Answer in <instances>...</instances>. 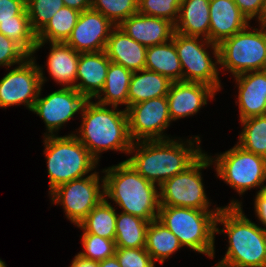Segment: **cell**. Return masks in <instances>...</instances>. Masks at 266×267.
<instances>
[{"instance_id": "cell-1", "label": "cell", "mask_w": 266, "mask_h": 267, "mask_svg": "<svg viewBox=\"0 0 266 267\" xmlns=\"http://www.w3.org/2000/svg\"><path fill=\"white\" fill-rule=\"evenodd\" d=\"M174 140L133 142L129 154L134 152V156L126 161L146 180L159 188L167 179L184 171L203 153L199 136L187 140V145L183 141Z\"/></svg>"}, {"instance_id": "cell-2", "label": "cell", "mask_w": 266, "mask_h": 267, "mask_svg": "<svg viewBox=\"0 0 266 267\" xmlns=\"http://www.w3.org/2000/svg\"><path fill=\"white\" fill-rule=\"evenodd\" d=\"M242 203L231 200L216 218V233L227 234L228 249L214 267H266V228L244 215ZM218 223L224 229L217 228Z\"/></svg>"}, {"instance_id": "cell-3", "label": "cell", "mask_w": 266, "mask_h": 267, "mask_svg": "<svg viewBox=\"0 0 266 267\" xmlns=\"http://www.w3.org/2000/svg\"><path fill=\"white\" fill-rule=\"evenodd\" d=\"M86 100L80 114L82 123L75 134L77 139L88 149L99 162L103 151L114 150L128 153L133 141L129 135L127 110H119L116 106Z\"/></svg>"}, {"instance_id": "cell-4", "label": "cell", "mask_w": 266, "mask_h": 267, "mask_svg": "<svg viewBox=\"0 0 266 267\" xmlns=\"http://www.w3.org/2000/svg\"><path fill=\"white\" fill-rule=\"evenodd\" d=\"M102 172L105 198L113 200L122 212L149 222L158 218L160 195L156 184L146 180L126 160Z\"/></svg>"}, {"instance_id": "cell-5", "label": "cell", "mask_w": 266, "mask_h": 267, "mask_svg": "<svg viewBox=\"0 0 266 267\" xmlns=\"http://www.w3.org/2000/svg\"><path fill=\"white\" fill-rule=\"evenodd\" d=\"M220 209L160 206L157 220L177 236L183 247L214 258L216 218Z\"/></svg>"}, {"instance_id": "cell-6", "label": "cell", "mask_w": 266, "mask_h": 267, "mask_svg": "<svg viewBox=\"0 0 266 267\" xmlns=\"http://www.w3.org/2000/svg\"><path fill=\"white\" fill-rule=\"evenodd\" d=\"M44 154L49 175V193L59 185L84 177L98 161L74 134L44 136Z\"/></svg>"}, {"instance_id": "cell-7", "label": "cell", "mask_w": 266, "mask_h": 267, "mask_svg": "<svg viewBox=\"0 0 266 267\" xmlns=\"http://www.w3.org/2000/svg\"><path fill=\"white\" fill-rule=\"evenodd\" d=\"M259 27L248 25L218 45L222 69H227L234 77L266 69V25L260 24Z\"/></svg>"}, {"instance_id": "cell-8", "label": "cell", "mask_w": 266, "mask_h": 267, "mask_svg": "<svg viewBox=\"0 0 266 267\" xmlns=\"http://www.w3.org/2000/svg\"><path fill=\"white\" fill-rule=\"evenodd\" d=\"M172 40L181 63L182 81L204 83L219 91L221 83L217 68L219 66L218 45L202 37L187 36L178 32L173 33ZM209 46L213 50L215 62L206 51Z\"/></svg>"}, {"instance_id": "cell-9", "label": "cell", "mask_w": 266, "mask_h": 267, "mask_svg": "<svg viewBox=\"0 0 266 267\" xmlns=\"http://www.w3.org/2000/svg\"><path fill=\"white\" fill-rule=\"evenodd\" d=\"M210 159L215 164L216 176L234 188L239 196L253 187L261 188L259 191L266 188V158L236 144L216 158L210 156Z\"/></svg>"}, {"instance_id": "cell-10", "label": "cell", "mask_w": 266, "mask_h": 267, "mask_svg": "<svg viewBox=\"0 0 266 267\" xmlns=\"http://www.w3.org/2000/svg\"><path fill=\"white\" fill-rule=\"evenodd\" d=\"M210 165H213L210 156L202 153L184 171L167 179L158 189L160 206L211 210L200 172Z\"/></svg>"}, {"instance_id": "cell-11", "label": "cell", "mask_w": 266, "mask_h": 267, "mask_svg": "<svg viewBox=\"0 0 266 267\" xmlns=\"http://www.w3.org/2000/svg\"><path fill=\"white\" fill-rule=\"evenodd\" d=\"M98 173L94 171L86 177L63 183L49 193L52 203L61 204L67 219L74 225L78 226L105 198L104 177L100 179Z\"/></svg>"}, {"instance_id": "cell-12", "label": "cell", "mask_w": 266, "mask_h": 267, "mask_svg": "<svg viewBox=\"0 0 266 267\" xmlns=\"http://www.w3.org/2000/svg\"><path fill=\"white\" fill-rule=\"evenodd\" d=\"M42 71L32 56L9 71L0 80V107L24 104L31 111L40 88L46 82Z\"/></svg>"}, {"instance_id": "cell-13", "label": "cell", "mask_w": 266, "mask_h": 267, "mask_svg": "<svg viewBox=\"0 0 266 267\" xmlns=\"http://www.w3.org/2000/svg\"><path fill=\"white\" fill-rule=\"evenodd\" d=\"M129 135L133 142L170 139L163 134L172 122L167 97L152 98L127 109Z\"/></svg>"}, {"instance_id": "cell-14", "label": "cell", "mask_w": 266, "mask_h": 267, "mask_svg": "<svg viewBox=\"0 0 266 267\" xmlns=\"http://www.w3.org/2000/svg\"><path fill=\"white\" fill-rule=\"evenodd\" d=\"M41 91L40 88L31 111L43 119L47 130L45 136L55 135L54 132L57 133L77 112H81L87 100L75 88L62 87L43 98L40 97Z\"/></svg>"}, {"instance_id": "cell-15", "label": "cell", "mask_w": 266, "mask_h": 267, "mask_svg": "<svg viewBox=\"0 0 266 267\" xmlns=\"http://www.w3.org/2000/svg\"><path fill=\"white\" fill-rule=\"evenodd\" d=\"M115 26L102 13L90 8L80 13L65 43L78 53L104 51Z\"/></svg>"}, {"instance_id": "cell-16", "label": "cell", "mask_w": 266, "mask_h": 267, "mask_svg": "<svg viewBox=\"0 0 266 267\" xmlns=\"http://www.w3.org/2000/svg\"><path fill=\"white\" fill-rule=\"evenodd\" d=\"M216 92L213 87L200 82H172L166 96L171 120L196 114L203 105H207L208 98H214Z\"/></svg>"}, {"instance_id": "cell-17", "label": "cell", "mask_w": 266, "mask_h": 267, "mask_svg": "<svg viewBox=\"0 0 266 267\" xmlns=\"http://www.w3.org/2000/svg\"><path fill=\"white\" fill-rule=\"evenodd\" d=\"M118 27L146 47L167 43L175 32L169 20L140 13L128 17Z\"/></svg>"}, {"instance_id": "cell-18", "label": "cell", "mask_w": 266, "mask_h": 267, "mask_svg": "<svg viewBox=\"0 0 266 267\" xmlns=\"http://www.w3.org/2000/svg\"><path fill=\"white\" fill-rule=\"evenodd\" d=\"M209 17V41L216 45L250 24L234 0H210Z\"/></svg>"}, {"instance_id": "cell-19", "label": "cell", "mask_w": 266, "mask_h": 267, "mask_svg": "<svg viewBox=\"0 0 266 267\" xmlns=\"http://www.w3.org/2000/svg\"><path fill=\"white\" fill-rule=\"evenodd\" d=\"M240 121L266 115V69L235 76Z\"/></svg>"}, {"instance_id": "cell-20", "label": "cell", "mask_w": 266, "mask_h": 267, "mask_svg": "<svg viewBox=\"0 0 266 267\" xmlns=\"http://www.w3.org/2000/svg\"><path fill=\"white\" fill-rule=\"evenodd\" d=\"M109 64L105 51L80 53L74 88L87 100L96 98L104 87Z\"/></svg>"}, {"instance_id": "cell-21", "label": "cell", "mask_w": 266, "mask_h": 267, "mask_svg": "<svg viewBox=\"0 0 266 267\" xmlns=\"http://www.w3.org/2000/svg\"><path fill=\"white\" fill-rule=\"evenodd\" d=\"M147 47L129 37L115 26L107 40L105 53L111 62L137 72L145 69Z\"/></svg>"}, {"instance_id": "cell-22", "label": "cell", "mask_w": 266, "mask_h": 267, "mask_svg": "<svg viewBox=\"0 0 266 267\" xmlns=\"http://www.w3.org/2000/svg\"><path fill=\"white\" fill-rule=\"evenodd\" d=\"M47 68L54 81L63 88H74L80 53L66 43L50 42Z\"/></svg>"}, {"instance_id": "cell-23", "label": "cell", "mask_w": 266, "mask_h": 267, "mask_svg": "<svg viewBox=\"0 0 266 267\" xmlns=\"http://www.w3.org/2000/svg\"><path fill=\"white\" fill-rule=\"evenodd\" d=\"M209 1L181 0L179 16L174 24L175 32L209 40Z\"/></svg>"}, {"instance_id": "cell-24", "label": "cell", "mask_w": 266, "mask_h": 267, "mask_svg": "<svg viewBox=\"0 0 266 267\" xmlns=\"http://www.w3.org/2000/svg\"><path fill=\"white\" fill-rule=\"evenodd\" d=\"M139 73V75H138ZM172 81L157 72L143 69L133 72L128 91V107L169 93Z\"/></svg>"}, {"instance_id": "cell-25", "label": "cell", "mask_w": 266, "mask_h": 267, "mask_svg": "<svg viewBox=\"0 0 266 267\" xmlns=\"http://www.w3.org/2000/svg\"><path fill=\"white\" fill-rule=\"evenodd\" d=\"M145 69L166 76L172 82L182 81L181 63L172 39L164 44L147 47Z\"/></svg>"}, {"instance_id": "cell-26", "label": "cell", "mask_w": 266, "mask_h": 267, "mask_svg": "<svg viewBox=\"0 0 266 267\" xmlns=\"http://www.w3.org/2000/svg\"><path fill=\"white\" fill-rule=\"evenodd\" d=\"M133 72L110 61L103 89L96 97L98 103L106 106L125 105L128 108V91ZM104 95V96H103ZM103 96V97H102Z\"/></svg>"}, {"instance_id": "cell-27", "label": "cell", "mask_w": 266, "mask_h": 267, "mask_svg": "<svg viewBox=\"0 0 266 267\" xmlns=\"http://www.w3.org/2000/svg\"><path fill=\"white\" fill-rule=\"evenodd\" d=\"M183 247L177 236L157 219L151 221L146 230V251L153 261L163 264L171 254Z\"/></svg>"}, {"instance_id": "cell-28", "label": "cell", "mask_w": 266, "mask_h": 267, "mask_svg": "<svg viewBox=\"0 0 266 267\" xmlns=\"http://www.w3.org/2000/svg\"><path fill=\"white\" fill-rule=\"evenodd\" d=\"M80 13L66 6L58 10L46 26L37 34V45L34 53L48 41L65 43L76 26Z\"/></svg>"}, {"instance_id": "cell-29", "label": "cell", "mask_w": 266, "mask_h": 267, "mask_svg": "<svg viewBox=\"0 0 266 267\" xmlns=\"http://www.w3.org/2000/svg\"><path fill=\"white\" fill-rule=\"evenodd\" d=\"M149 221L121 212L116 216V247L142 248L146 246V230Z\"/></svg>"}, {"instance_id": "cell-30", "label": "cell", "mask_w": 266, "mask_h": 267, "mask_svg": "<svg viewBox=\"0 0 266 267\" xmlns=\"http://www.w3.org/2000/svg\"><path fill=\"white\" fill-rule=\"evenodd\" d=\"M106 198L96 205L77 226L86 233L115 240L116 210Z\"/></svg>"}, {"instance_id": "cell-31", "label": "cell", "mask_w": 266, "mask_h": 267, "mask_svg": "<svg viewBox=\"0 0 266 267\" xmlns=\"http://www.w3.org/2000/svg\"><path fill=\"white\" fill-rule=\"evenodd\" d=\"M243 129L237 144L246 151L266 158V115L240 121Z\"/></svg>"}, {"instance_id": "cell-32", "label": "cell", "mask_w": 266, "mask_h": 267, "mask_svg": "<svg viewBox=\"0 0 266 267\" xmlns=\"http://www.w3.org/2000/svg\"><path fill=\"white\" fill-rule=\"evenodd\" d=\"M0 32L17 43L30 57L37 45L28 15H17L16 21L0 22Z\"/></svg>"}, {"instance_id": "cell-33", "label": "cell", "mask_w": 266, "mask_h": 267, "mask_svg": "<svg viewBox=\"0 0 266 267\" xmlns=\"http://www.w3.org/2000/svg\"><path fill=\"white\" fill-rule=\"evenodd\" d=\"M91 8L118 26L128 17L138 13V0H91Z\"/></svg>"}, {"instance_id": "cell-34", "label": "cell", "mask_w": 266, "mask_h": 267, "mask_svg": "<svg viewBox=\"0 0 266 267\" xmlns=\"http://www.w3.org/2000/svg\"><path fill=\"white\" fill-rule=\"evenodd\" d=\"M64 6L63 0H26V10L33 31L38 34Z\"/></svg>"}, {"instance_id": "cell-35", "label": "cell", "mask_w": 266, "mask_h": 267, "mask_svg": "<svg viewBox=\"0 0 266 267\" xmlns=\"http://www.w3.org/2000/svg\"><path fill=\"white\" fill-rule=\"evenodd\" d=\"M81 237V242L85 252L82 251L78 254L82 257L99 262L115 255V240L86 233L84 230Z\"/></svg>"}, {"instance_id": "cell-36", "label": "cell", "mask_w": 266, "mask_h": 267, "mask_svg": "<svg viewBox=\"0 0 266 267\" xmlns=\"http://www.w3.org/2000/svg\"><path fill=\"white\" fill-rule=\"evenodd\" d=\"M181 0H138V13L160 17L176 23Z\"/></svg>"}, {"instance_id": "cell-37", "label": "cell", "mask_w": 266, "mask_h": 267, "mask_svg": "<svg viewBox=\"0 0 266 267\" xmlns=\"http://www.w3.org/2000/svg\"><path fill=\"white\" fill-rule=\"evenodd\" d=\"M115 256L121 267H155V262L145 247H116Z\"/></svg>"}, {"instance_id": "cell-38", "label": "cell", "mask_w": 266, "mask_h": 267, "mask_svg": "<svg viewBox=\"0 0 266 267\" xmlns=\"http://www.w3.org/2000/svg\"><path fill=\"white\" fill-rule=\"evenodd\" d=\"M30 57L17 43L0 32V66L10 68Z\"/></svg>"}, {"instance_id": "cell-39", "label": "cell", "mask_w": 266, "mask_h": 267, "mask_svg": "<svg viewBox=\"0 0 266 267\" xmlns=\"http://www.w3.org/2000/svg\"><path fill=\"white\" fill-rule=\"evenodd\" d=\"M17 15H28L26 0H0V22L16 21Z\"/></svg>"}, {"instance_id": "cell-40", "label": "cell", "mask_w": 266, "mask_h": 267, "mask_svg": "<svg viewBox=\"0 0 266 267\" xmlns=\"http://www.w3.org/2000/svg\"><path fill=\"white\" fill-rule=\"evenodd\" d=\"M234 2L248 21L255 17L259 24H261L263 0H234Z\"/></svg>"}, {"instance_id": "cell-41", "label": "cell", "mask_w": 266, "mask_h": 267, "mask_svg": "<svg viewBox=\"0 0 266 267\" xmlns=\"http://www.w3.org/2000/svg\"><path fill=\"white\" fill-rule=\"evenodd\" d=\"M254 209L260 223L266 228V188L255 195Z\"/></svg>"}, {"instance_id": "cell-42", "label": "cell", "mask_w": 266, "mask_h": 267, "mask_svg": "<svg viewBox=\"0 0 266 267\" xmlns=\"http://www.w3.org/2000/svg\"><path fill=\"white\" fill-rule=\"evenodd\" d=\"M66 7H70L79 12H83L91 8V0H63Z\"/></svg>"}, {"instance_id": "cell-43", "label": "cell", "mask_w": 266, "mask_h": 267, "mask_svg": "<svg viewBox=\"0 0 266 267\" xmlns=\"http://www.w3.org/2000/svg\"><path fill=\"white\" fill-rule=\"evenodd\" d=\"M69 267H99V262L86 259L82 257L81 255L77 254L73 258L71 266Z\"/></svg>"}, {"instance_id": "cell-44", "label": "cell", "mask_w": 266, "mask_h": 267, "mask_svg": "<svg viewBox=\"0 0 266 267\" xmlns=\"http://www.w3.org/2000/svg\"><path fill=\"white\" fill-rule=\"evenodd\" d=\"M99 267H121L116 256L109 257L105 260L99 261Z\"/></svg>"}, {"instance_id": "cell-45", "label": "cell", "mask_w": 266, "mask_h": 267, "mask_svg": "<svg viewBox=\"0 0 266 267\" xmlns=\"http://www.w3.org/2000/svg\"><path fill=\"white\" fill-rule=\"evenodd\" d=\"M261 24L266 25V0H263V5L261 9Z\"/></svg>"}, {"instance_id": "cell-46", "label": "cell", "mask_w": 266, "mask_h": 267, "mask_svg": "<svg viewBox=\"0 0 266 267\" xmlns=\"http://www.w3.org/2000/svg\"><path fill=\"white\" fill-rule=\"evenodd\" d=\"M0 267H6V264H5V262H4V261H2L1 259H0Z\"/></svg>"}]
</instances>
